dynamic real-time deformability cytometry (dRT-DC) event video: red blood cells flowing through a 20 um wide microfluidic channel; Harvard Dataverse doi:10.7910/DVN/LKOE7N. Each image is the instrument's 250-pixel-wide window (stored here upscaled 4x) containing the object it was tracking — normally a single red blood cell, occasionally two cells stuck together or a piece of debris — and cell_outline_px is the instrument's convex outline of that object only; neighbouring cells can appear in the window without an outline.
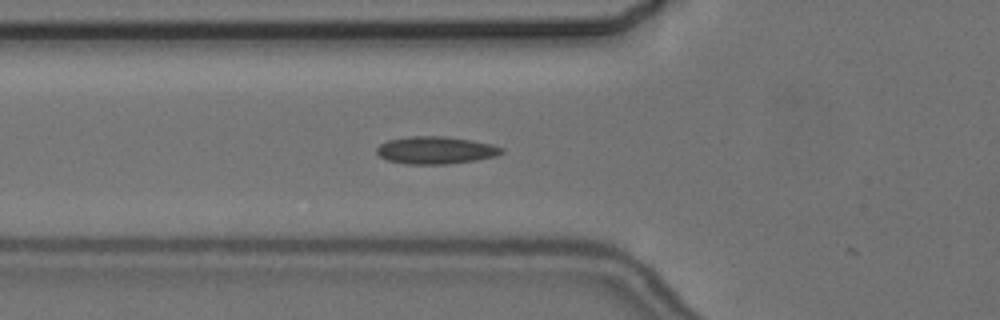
{"species": "common noctule bat (a hibernating species)", "species_latin": "Nyctalus noctula", "temperature_condition": "cold", "stored_images_in_passage": 5, "camera_frame_rate_fps": 3000, "um_per_image_px": 0.085, "animal": {"sex": "female", "body_mass_g": 24.6, "forearm_length_mm": 56.2}, "frame": {"image": 1, "passage_image": 5, "time_ms": 5.667, "image_size_px": [1000, 320], "cell_outline_px": [[504, 152], [496, 156], [476, 160], [448, 164], [408, 164], [388, 160], [380, 156], [376, 152], [376, 148], [380, 144], [388, 140], [408, 136], [444, 136], [472, 140], [492, 144], [504, 148]], "centroid_in_image_um": [37.05, 12.76], "position_along_channel_um": 88.7, "area_um2": 20.06}}